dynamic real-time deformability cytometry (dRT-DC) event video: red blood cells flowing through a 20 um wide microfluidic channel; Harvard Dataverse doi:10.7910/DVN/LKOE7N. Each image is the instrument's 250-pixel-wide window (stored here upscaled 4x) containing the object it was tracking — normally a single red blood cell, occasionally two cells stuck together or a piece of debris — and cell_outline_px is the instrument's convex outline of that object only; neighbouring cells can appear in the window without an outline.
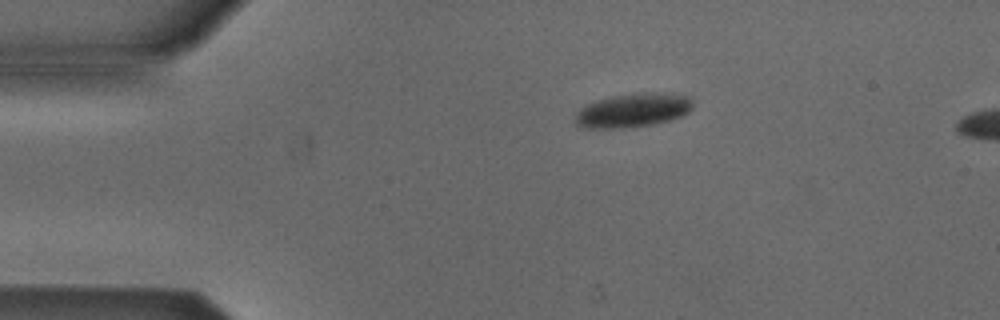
{"species": "Egyptian fruit bat (a non-hibernating species)", "species_latin": "Rousettus aegyptiacus", "temperature_condition": "cold", "stored_images_in_passage": 3, "camera_frame_rate_fps": 3000, "um_per_image_px": 0.085, "animal": {"sex": "male"}, "frame": {"image": 1, "passage_image": 1, "time_ms": 0.0, "image_size_px": [1000, 320], "cell_outline_px": [[692, 108], [688, 112], [672, 120], [652, 124], [624, 128], [580, 128], [572, 120], [576, 112], [580, 108], [596, 100], [612, 96], [636, 92], [664, 92], [692, 96]], "centroid_in_image_um": [53.79, 9.36], "position_along_channel_um": 31.2, "area_um2": 23.76}}
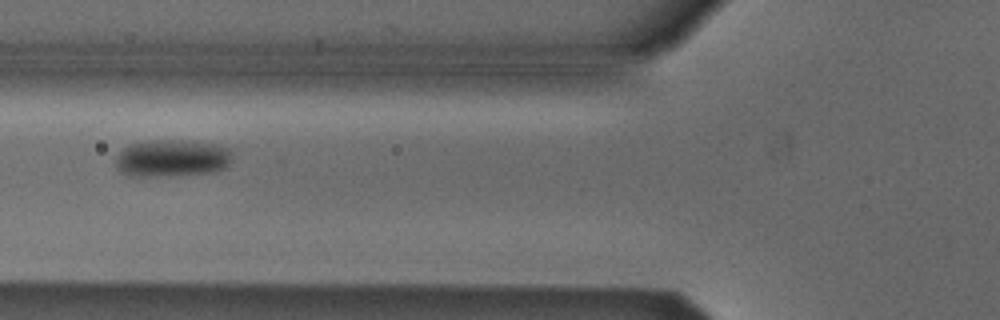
{"frame": {"image": 2, "passage_image": 3, "time_ms": 3.333, "image_size_px": [1000, 320], "cell_outline_px": [[232, 160], [224, 168], [212, 172], [148, 176], [128, 176], [120, 172], [116, 168], [116, 156], [128, 144], [148, 140], [188, 140], [216, 144], [228, 148], [232, 152]], "centroid_in_image_um": [14.6, 13.42], "position_along_channel_um": 111.2, "area_um2": 25.37}}